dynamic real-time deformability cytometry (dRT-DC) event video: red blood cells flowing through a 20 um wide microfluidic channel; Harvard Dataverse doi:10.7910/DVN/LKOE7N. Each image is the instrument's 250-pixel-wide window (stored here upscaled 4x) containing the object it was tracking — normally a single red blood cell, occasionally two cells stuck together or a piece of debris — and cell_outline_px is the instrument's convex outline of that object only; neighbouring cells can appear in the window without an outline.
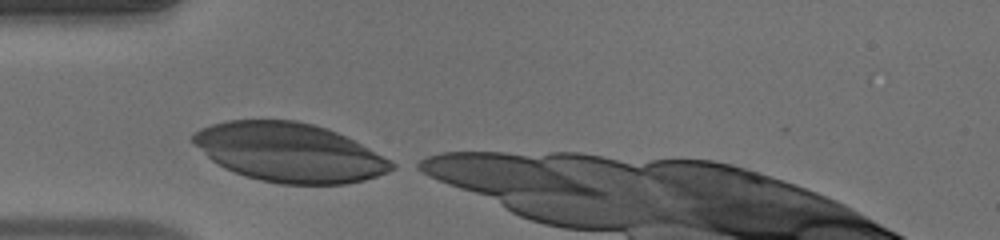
{"species": "human", "species_latin": "Homo sapiens", "temperature_condition": "warm", "stored_images_in_passage": 8, "camera_frame_rate_fps": 3000, "um_per_image_px": 0.085, "donor": {"sex": "male"}, "frame": {"image": 1, "passage_image": 1, "time_ms": 0.0, "image_size_px": [1000, 240], "cell_outline_px": [[396, 168], [388, 172], [364, 180], [344, 184], [280, 184], [260, 180], [244, 176], [224, 168], [212, 160], [192, 140], [192, 136], [200, 128], [212, 124], [228, 120], [296, 120], [328, 128], [368, 148], [396, 164]], "centroid_in_image_um": [24.59, 12.96], "position_along_channel_um": 60.4, "area_um2": 67.63}}
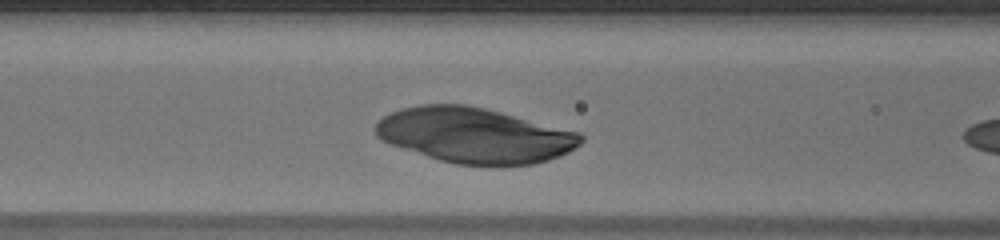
{"frame": {"image": 2, "passage_image": 6, "time_ms": 1.667, "image_size_px": [1000, 240], "cell_outline_px": [[584, 140], [580, 144], [568, 152], [560, 156], [548, 160], [532, 164], [456, 164], [440, 160], [392, 144], [376, 136], [376, 124], [384, 116], [400, 108], [420, 104], [468, 104], [580, 132], [584, 136]], "centroid_in_image_um": [40.36, 11.48], "position_along_channel_um": 126.2, "area_um2": 65.31}}